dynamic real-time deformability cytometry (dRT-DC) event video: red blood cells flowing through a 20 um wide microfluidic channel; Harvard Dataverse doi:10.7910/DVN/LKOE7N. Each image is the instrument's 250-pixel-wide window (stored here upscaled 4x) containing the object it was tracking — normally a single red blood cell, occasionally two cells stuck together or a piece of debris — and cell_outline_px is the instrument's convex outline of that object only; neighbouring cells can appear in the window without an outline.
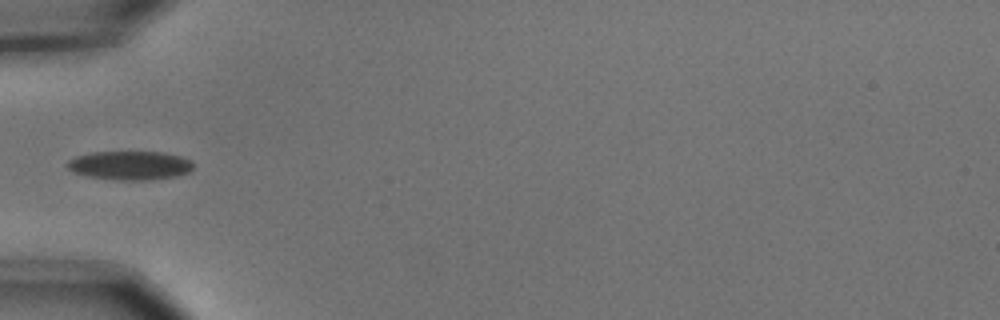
{"species": "common noctule bat (a hibernating species)", "species_latin": "Nyctalus noctula", "temperature_condition": "cold", "stored_images_in_passage": 9, "camera_frame_rate_fps": 3000, "um_per_image_px": 0.085, "animal": {"sex": "male", "body_mass_g": 15.6}, "frame": {"image": 1, "passage_image": 6, "time_ms": 1.667, "image_size_px": [1000, 320], "cell_outline_px": [[192, 168], [188, 172], [176, 176], [148, 180], [120, 180], [88, 176], [72, 172], [64, 164], [68, 160], [76, 156], [92, 152], [164, 152], [180, 156], [192, 160]], "centroid_in_image_um": [11.02, 14.05], "position_along_channel_um": 74.0, "area_um2": 21.21}}
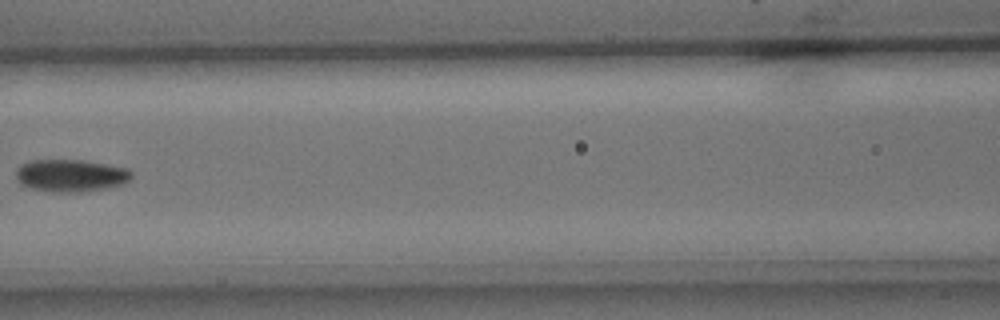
{"frame": {"image": 2, "passage_image": 8, "time_ms": 2.333, "image_size_px": [1000, 320], "cell_outline_px": [[132, 176], [124, 184], [108, 188], [80, 192], [52, 192], [32, 188], [20, 184], [16, 180], [16, 172], [20, 164], [28, 160], [84, 160], [128, 168], [132, 172]], "centroid_in_image_um": [6.01, 14.92], "position_along_channel_um": 160.6, "area_um2": 22.02}}
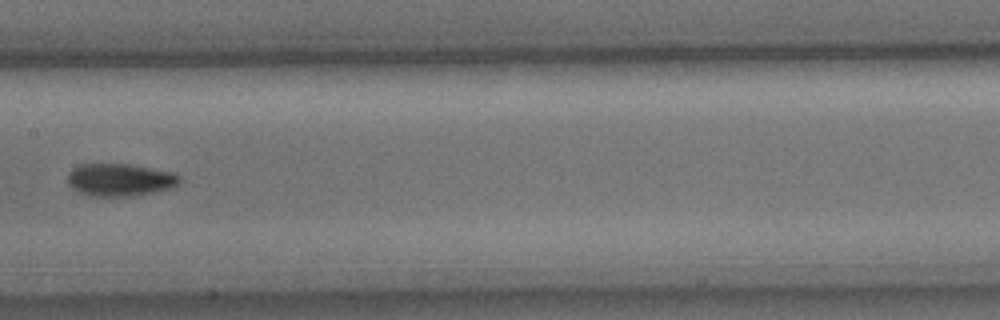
{"frame": {"image": 3, "passage_image": 9, "time_ms": 2.667, "image_size_px": [1000, 320], "cell_outline_px": [[180, 180], [176, 184], [168, 188], [152, 192], [132, 196], [92, 196], [80, 192], [72, 188], [68, 184], [68, 172], [72, 168], [80, 164], [132, 164], [172, 172], [180, 176]], "centroid_in_image_um": [10.15, 15.27], "position_along_channel_um": 197.3, "area_um2": 21.1}}